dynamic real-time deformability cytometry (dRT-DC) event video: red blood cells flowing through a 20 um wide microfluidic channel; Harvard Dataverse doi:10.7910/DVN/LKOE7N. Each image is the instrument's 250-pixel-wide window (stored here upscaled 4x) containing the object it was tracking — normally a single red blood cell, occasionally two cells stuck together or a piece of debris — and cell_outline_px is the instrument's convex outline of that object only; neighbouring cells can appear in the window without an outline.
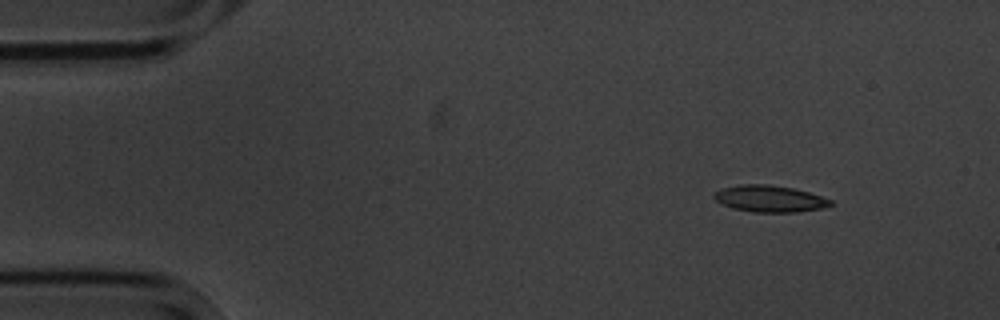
{"species": "common noctule bat (a hibernating species)", "species_latin": "Nyctalus noctula", "temperature_condition": "cold", "stored_images_in_passage": 4, "camera_frame_rate_fps": 3000, "um_per_image_px": 0.085, "animal": {"sex": "male", "body_mass_g": 20.1, "forearm_length_mm": 53.5}, "frame": {"image": 1, "passage_image": 1, "time_ms": 0.0, "image_size_px": [1000, 320], "cell_outline_px": [[832, 204], [820, 208], [796, 212], [752, 212], [732, 208], [720, 204], [712, 196], [720, 188], [740, 184], [768, 184], [792, 188], [808, 192], [832, 200]], "centroid_in_image_um": [65.35, 16.88], "position_along_channel_um": 19.6, "area_um2": 18.03}}
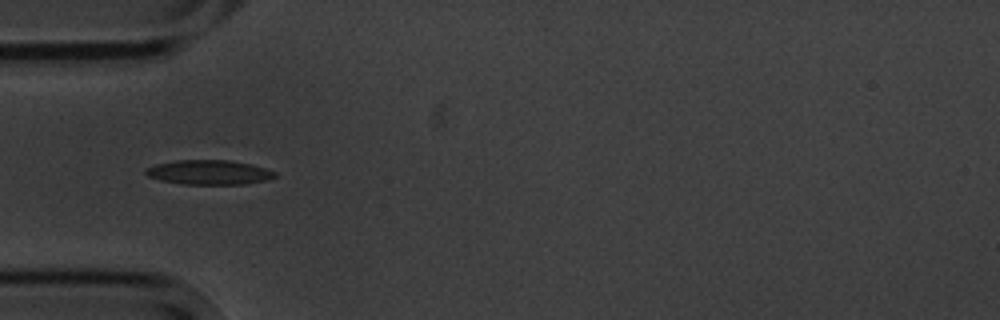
{"frame": {"image": 2, "passage_image": 4, "time_ms": 3.667, "image_size_px": [1000, 320], "cell_outline_px": [[276, 176], [264, 180], [244, 184], [184, 184], [160, 180], [148, 176], [144, 172], [144, 168], [156, 164], [176, 160], [228, 160], [252, 164], [276, 172]], "centroid_in_image_um": [17.73, 14.64], "position_along_channel_um": 67.3, "area_um2": 18.38}}